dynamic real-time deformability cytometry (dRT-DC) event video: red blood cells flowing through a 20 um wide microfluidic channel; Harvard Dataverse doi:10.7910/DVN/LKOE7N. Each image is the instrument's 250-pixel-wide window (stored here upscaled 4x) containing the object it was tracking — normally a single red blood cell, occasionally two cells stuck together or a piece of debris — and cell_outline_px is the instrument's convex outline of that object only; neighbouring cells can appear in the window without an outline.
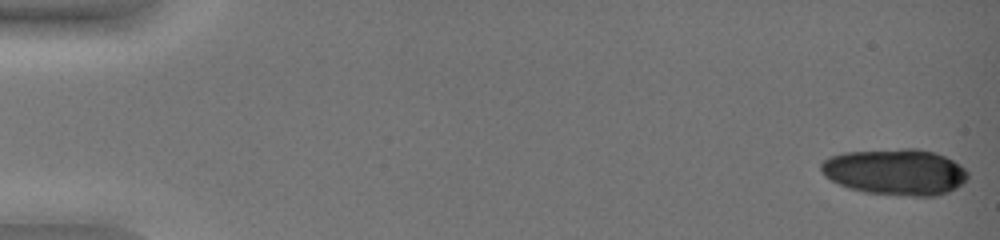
{"species": "common noctule bat (a hibernating species)", "species_latin": "Nyctalus noctula", "temperature_condition": "warm", "stored_images_in_passage": 27, "camera_frame_rate_fps": 3000, "um_per_image_px": 0.085, "animal": {"sex": "female", "body_mass_g": 19.0, "forearm_length_mm": 51.5}, "frame": {"image": 1, "passage_image": 1, "time_ms": 0.0, "image_size_px": [1000, 240], "cell_outline_px": [[968, 180], [956, 188], [948, 192], [936, 196], [912, 196], [864, 192], [848, 188], [824, 176], [820, 168], [820, 164], [824, 160], [832, 156], [844, 152], [904, 148], [916, 148], [936, 152], [960, 164], [968, 172]], "centroid_in_image_um": [76.13, 14.61], "position_along_channel_um": 8.9, "area_um2": 39.71}}